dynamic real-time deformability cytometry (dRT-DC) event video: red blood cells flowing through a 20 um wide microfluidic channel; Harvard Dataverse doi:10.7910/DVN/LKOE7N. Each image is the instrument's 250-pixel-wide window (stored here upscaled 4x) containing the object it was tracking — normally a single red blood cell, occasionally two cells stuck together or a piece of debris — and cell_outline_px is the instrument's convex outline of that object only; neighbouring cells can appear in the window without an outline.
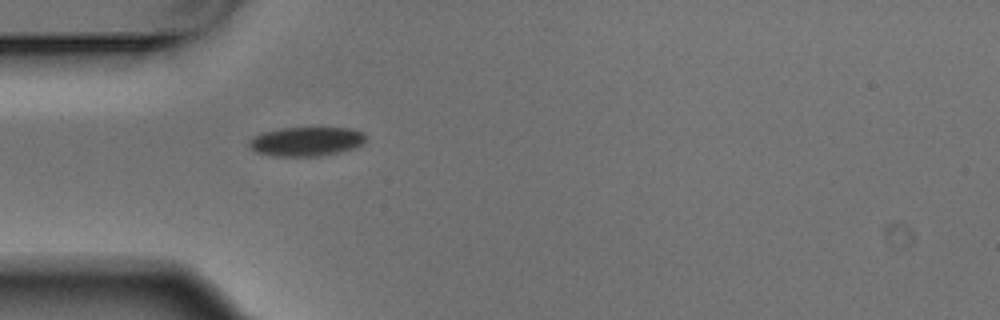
{"species": "Egyptian fruit bat (a non-hibernating species)", "species_latin": "Rousettus aegyptiacus", "temperature_condition": "warm", "stored_images_in_passage": 1, "camera_frame_rate_fps": 3000, "um_per_image_px": 0.085, "animal": {"sex": "male"}, "frame": {"image": 1, "passage_image": 1, "time_ms": 0.0, "image_size_px": [1000, 320], "cell_outline_px": [[364, 144], [356, 148], [320, 156], [272, 156], [256, 152], [248, 144], [248, 140], [252, 136], [260, 132], [280, 128], [352, 128], [364, 132]], "centroid_in_image_um": [26.01, 12.02], "position_along_channel_um": 59.0, "area_um2": 20.06}}